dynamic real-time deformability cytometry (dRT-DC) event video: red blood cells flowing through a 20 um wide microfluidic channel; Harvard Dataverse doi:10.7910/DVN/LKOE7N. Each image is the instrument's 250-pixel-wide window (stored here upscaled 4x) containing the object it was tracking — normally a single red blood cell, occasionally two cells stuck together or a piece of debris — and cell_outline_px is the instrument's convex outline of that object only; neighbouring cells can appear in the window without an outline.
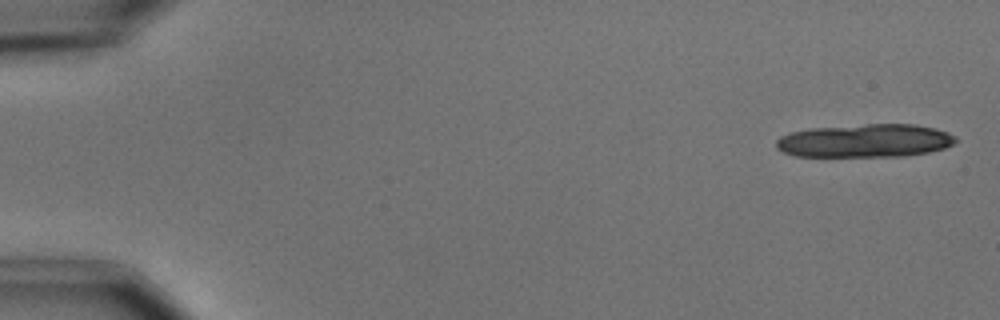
{"species": "common noctule bat (a hibernating species)", "species_latin": "Nyctalus noctula", "temperature_condition": "cold", "stored_images_in_passage": 9, "camera_frame_rate_fps": 3000, "um_per_image_px": 0.085, "animal": {"sex": "male", "body_mass_g": 15.6}, "frame": {"image": 1, "passage_image": 1, "time_ms": 0.0, "image_size_px": [1000, 320], "cell_outline_px": [[956, 140], [952, 144], [944, 148], [928, 152], [904, 156], [796, 156], [784, 152], [776, 148], [776, 140], [780, 136], [792, 132], [808, 128], [868, 124], [916, 124], [948, 132], [956, 136]], "centroid_in_image_um": [73.52, 11.95], "position_along_channel_um": 11.5, "area_um2": 34.74}}
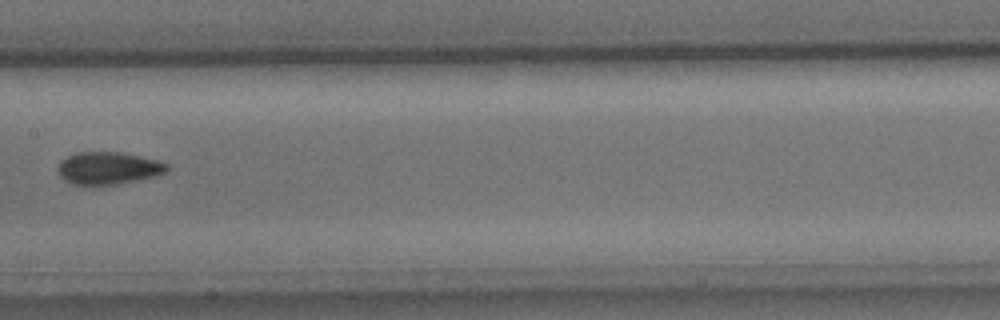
{"frame": {"image": 2, "passage_image": 8, "time_ms": 9.0, "image_size_px": [1000, 320], "cell_outline_px": [[168, 168], [164, 172], [156, 176], [116, 184], [72, 184], [64, 180], [60, 176], [56, 168], [60, 160], [76, 152], [120, 152], [140, 156], [156, 160], [168, 164]], "centroid_in_image_um": [9.16, 14.28], "position_along_channel_um": 198.2, "area_um2": 20.46}}
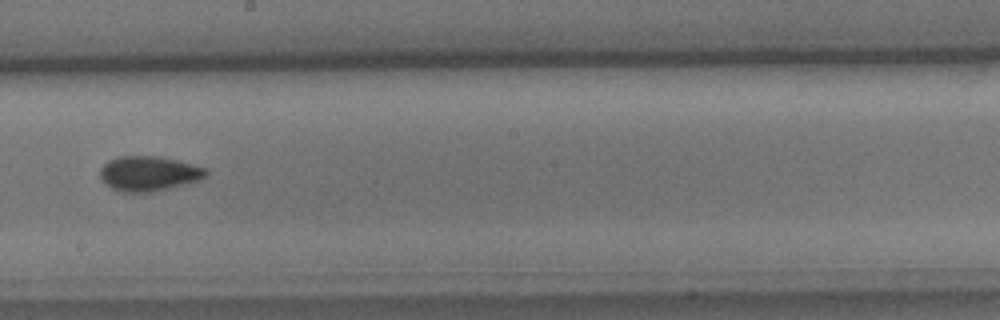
{"frame": {"image": 3, "passage_image": 9, "time_ms": 10.0, "image_size_px": [1000, 320], "cell_outline_px": [[208, 176], [184, 184], [152, 192], [120, 192], [112, 188], [100, 180], [100, 168], [108, 160], [120, 156], [160, 156], [208, 168]], "centroid_in_image_um": [12.63, 14.74], "position_along_channel_um": 235.6, "area_um2": 21.56}}